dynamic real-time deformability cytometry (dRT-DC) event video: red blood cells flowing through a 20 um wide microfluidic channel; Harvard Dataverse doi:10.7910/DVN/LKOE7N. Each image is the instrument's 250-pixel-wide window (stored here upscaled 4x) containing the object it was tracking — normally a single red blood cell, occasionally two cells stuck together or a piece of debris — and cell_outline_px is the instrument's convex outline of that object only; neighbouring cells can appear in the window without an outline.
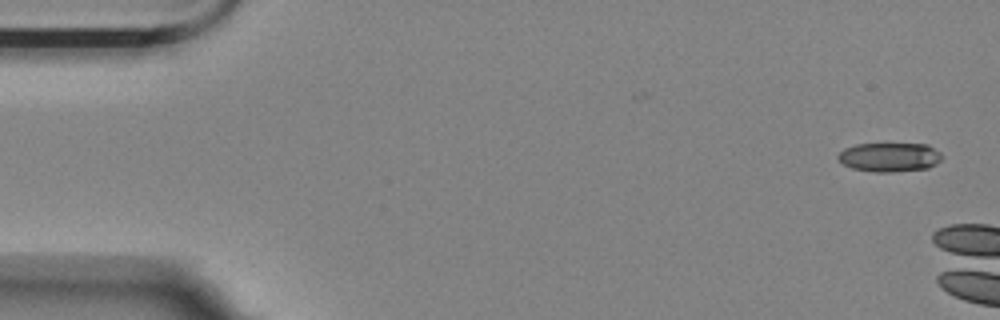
{"species": "Egyptian fruit bat (a non-hibernating species)", "species_latin": "Rousettus aegyptiacus", "temperature_condition": "room temperature", "stored_images_in_passage": 3, "camera_frame_rate_fps": 3000, "um_per_image_px": 0.085, "animal": {"sex": "female"}, "frame": {"image": 1, "passage_image": 1, "time_ms": 0.0, "image_size_px": [1000, 320], "cell_outline_px": [[940, 160], [936, 164], [928, 168], [892, 172], [876, 172], [852, 168], [844, 164], [836, 156], [844, 148], [856, 144], [928, 144], [940, 152]], "centroid_in_image_um": [75.6, 13.35], "position_along_channel_um": 9.4, "area_um2": 17.51}}